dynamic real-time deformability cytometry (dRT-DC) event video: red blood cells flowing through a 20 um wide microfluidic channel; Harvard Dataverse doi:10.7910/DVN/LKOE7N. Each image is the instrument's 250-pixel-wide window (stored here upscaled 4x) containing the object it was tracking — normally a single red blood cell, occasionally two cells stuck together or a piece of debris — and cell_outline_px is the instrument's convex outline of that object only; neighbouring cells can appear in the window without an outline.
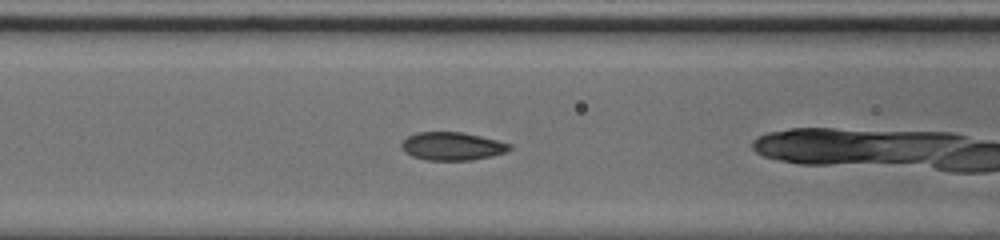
{"species": "common noctule bat (a hibernating species)", "species_latin": "Nyctalus noctula", "temperature_condition": "cold", "stored_images_in_passage": 26, "camera_frame_rate_fps": 3000, "um_per_image_px": 0.085, "animal": {"sex": "male", "body_mass_g": 20.0, "forearm_length_mm": 53.3}, "frame": {"image": 1, "passage_image": 6, "time_ms": 1.667, "image_size_px": [1000, 240], "cell_outline_px": [[512, 148], [508, 152], [492, 156], [472, 160], [428, 160], [412, 156], [400, 144], [408, 136], [416, 132], [464, 132], [512, 144]], "centroid_in_image_um": [38.49, 12.42], "position_along_channel_um": 128.1, "area_um2": 17.63}}
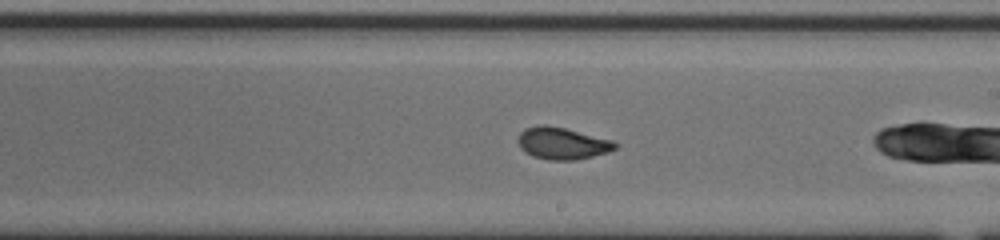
{"frame": {"image": 2, "passage_image": 15, "time_ms": 4.667, "image_size_px": [1000, 240], "cell_outline_px": [[616, 148], [608, 152], [576, 160], [552, 160], [532, 156], [520, 148], [516, 140], [520, 132], [524, 128], [540, 124], [544, 124], [564, 128], [612, 140], [616, 144]], "centroid_in_image_um": [47.73, 12.18], "position_along_channel_um": 241.3, "area_um2": 18.03}}
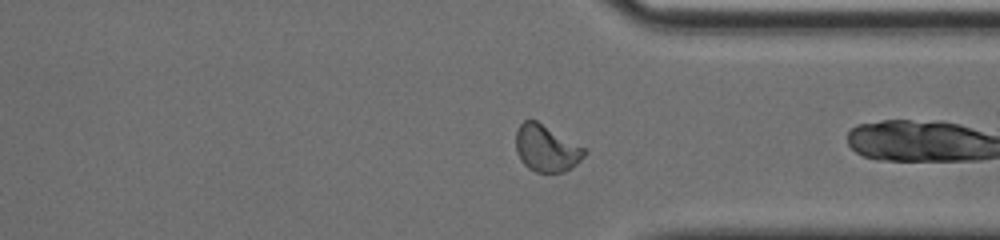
{"frame": {"image": 3, "passage_image": 25, "time_ms": 8.0, "image_size_px": [1000, 240], "cell_outline_px": [[588, 152], [576, 164], [564, 172], [536, 172], [528, 168], [520, 160], [516, 148], [516, 132], [520, 124], [524, 120], [536, 120], [584, 148]], "centroid_in_image_um": [46.42, 12.62], "position_along_channel_um": 365.0, "area_um2": 18.38}}